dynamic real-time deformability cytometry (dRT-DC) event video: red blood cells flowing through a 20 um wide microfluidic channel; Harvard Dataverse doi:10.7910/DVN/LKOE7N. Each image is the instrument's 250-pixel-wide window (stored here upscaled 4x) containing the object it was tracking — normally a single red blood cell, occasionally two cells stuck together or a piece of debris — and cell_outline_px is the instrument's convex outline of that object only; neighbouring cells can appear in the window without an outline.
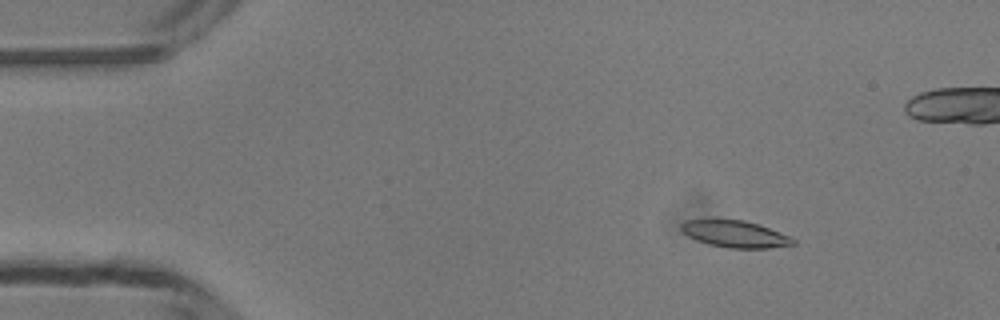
{"species": "common noctule bat (a hibernating species)", "species_latin": "Nyctalus noctula", "temperature_condition": "room temperature", "stored_images_in_passage": 50, "camera_frame_rate_fps": 3000, "um_per_image_px": 0.085, "animal": {"sex": "male", "body_mass_g": 13.3}, "frame": {"image": 1, "passage_image": 7, "time_ms": 2.0, "image_size_px": [1000, 320], "cell_outline_px": [[796, 244], [768, 248], [728, 248], [708, 244], [688, 236], [680, 228], [680, 224], [684, 220], [708, 216], [744, 220], [792, 236], [796, 240]], "centroid_in_image_um": [62.41, 19.84], "position_along_channel_um": 22.6, "area_um2": 18.21}}
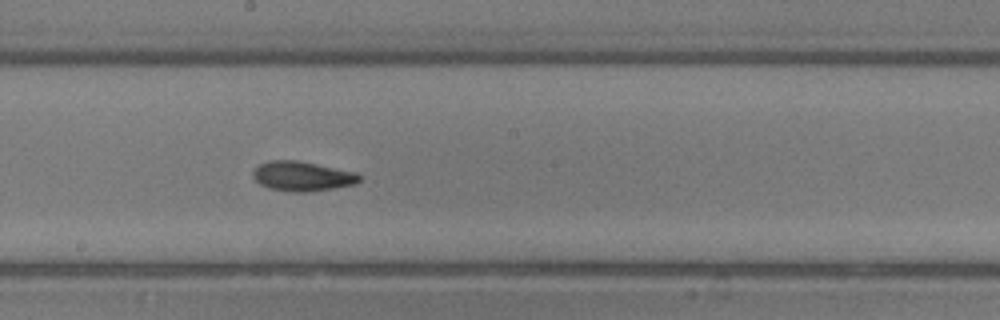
{"frame": {"image": 2, "passage_image": 27, "time_ms": 8.667, "image_size_px": [1000, 320], "cell_outline_px": [[360, 180], [356, 184], [312, 192], [292, 192], [268, 188], [260, 184], [252, 176], [252, 172], [260, 164], [268, 160], [296, 160], [356, 172], [360, 176]], "centroid_in_image_um": [25.68, 14.99], "position_along_channel_um": 222.5, "area_um2": 18.44}}
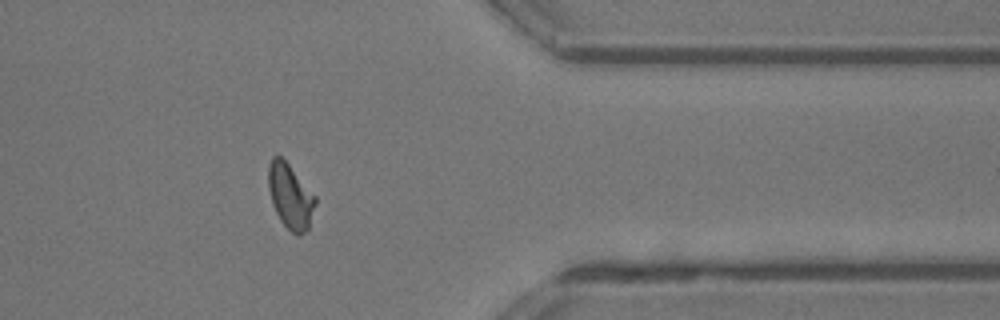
{"frame": {"image": 3, "passage_image": 40, "time_ms": 13.0, "image_size_px": [1000, 320], "cell_outline_px": [[316, 204], [308, 228], [300, 236], [296, 236], [280, 220], [272, 204], [268, 188], [268, 164], [272, 156], [280, 156], [288, 164], [316, 196]], "centroid_in_image_um": [24.67, 16.69], "position_along_channel_um": 386.7, "area_um2": 17.69}, "authors_computed_cell_mechanics": {"area_um2": 17.6868, "velocity_mm_per_s": 4.1963, "shape_relaxation_time_tau1_ms": 7.4677, "shape_relaxation_time_tau2_ms": 3.2048, "deformation_change_tau1": 0.216, "deformation_change_tau2": 0.0721}}